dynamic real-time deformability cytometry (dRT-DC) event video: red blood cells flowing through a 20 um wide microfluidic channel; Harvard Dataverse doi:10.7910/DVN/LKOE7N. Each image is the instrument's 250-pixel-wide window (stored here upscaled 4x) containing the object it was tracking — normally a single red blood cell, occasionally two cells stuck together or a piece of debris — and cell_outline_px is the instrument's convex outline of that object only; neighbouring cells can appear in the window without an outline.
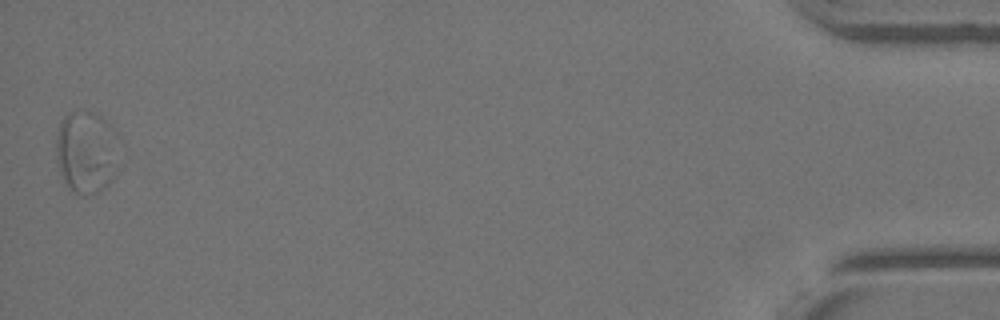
{"species": "Egyptian fruit bat (a non-hibernating species)", "species_latin": "Rousettus aegyptiacus", "temperature_condition": "warm", "stored_images_in_passage": 34, "segment_of_instrument_passage": [3, 3], "camera_frame_rate_fps": 3000, "um_per_image_px": 0.085, "animal": {"sex": "female"}, "frame": {"image": 1, "passage_image": 34, "time_ms": 11.0, "image_size_px": [1000, 320], "cell_outline_px": [[124, 164], [112, 180], [100, 192], [88, 196], [84, 196], [76, 192], [64, 180], [60, 172], [56, 160], [56, 136], [60, 120], [68, 112], [76, 108], [92, 112], [100, 116], [120, 136], [124, 144]], "centroid_in_image_um": [7.48, 12.9], "position_along_channel_um": 427.7, "area_um2": 32.43}}